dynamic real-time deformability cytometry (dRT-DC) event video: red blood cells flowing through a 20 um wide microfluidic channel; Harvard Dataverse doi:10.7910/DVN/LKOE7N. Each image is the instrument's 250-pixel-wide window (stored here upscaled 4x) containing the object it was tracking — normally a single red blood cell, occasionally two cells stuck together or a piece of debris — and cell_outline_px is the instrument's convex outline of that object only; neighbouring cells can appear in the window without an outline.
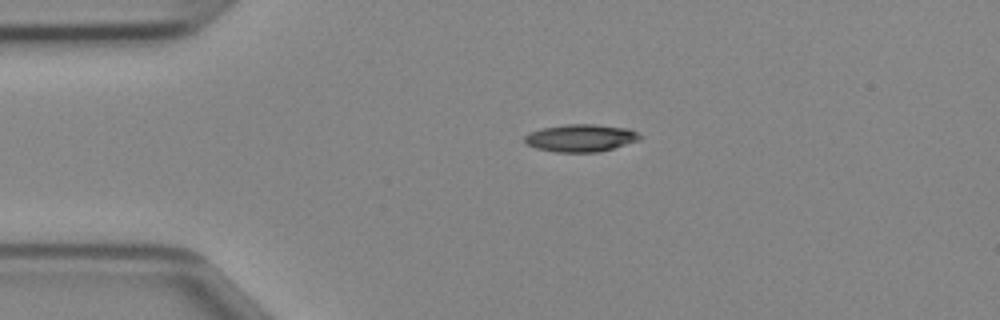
{"species": "Egyptian fruit bat (a non-hibernating species)", "species_latin": "Rousettus aegyptiacus", "temperature_condition": "cold", "stored_images_in_passage": 38, "camera_frame_rate_fps": 3000, "um_per_image_px": 0.085, "animal": {"sex": "female"}, "frame": {"image": 1, "passage_image": 1, "time_ms": 0.0, "image_size_px": [1000, 320], "cell_outline_px": [[644, 136], [640, 140], [600, 152], [556, 152], [536, 148], [528, 144], [524, 140], [524, 136], [528, 132], [540, 128], [568, 124], [596, 124], [628, 128], [640, 132]], "centroid_in_image_um": [49.4, 11.72], "position_along_channel_um": 35.6, "area_um2": 18.73}}
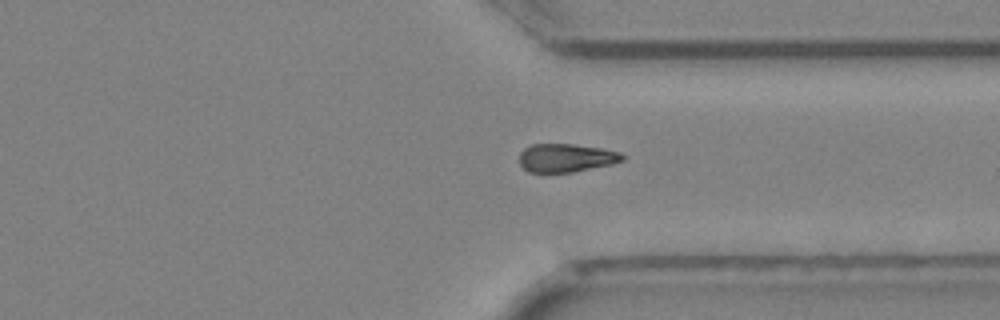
{"frame": {"image": 2, "passage_image": 26, "time_ms": 8.333, "image_size_px": [1000, 320], "cell_outline_px": [[628, 156], [624, 160], [612, 164], [572, 172], [528, 172], [520, 164], [520, 152], [524, 148], [532, 144], [572, 144], [600, 148], [620, 152]], "centroid_in_image_um": [48.14, 13.41], "position_along_channel_um": 363.3, "area_um2": 17.05}}
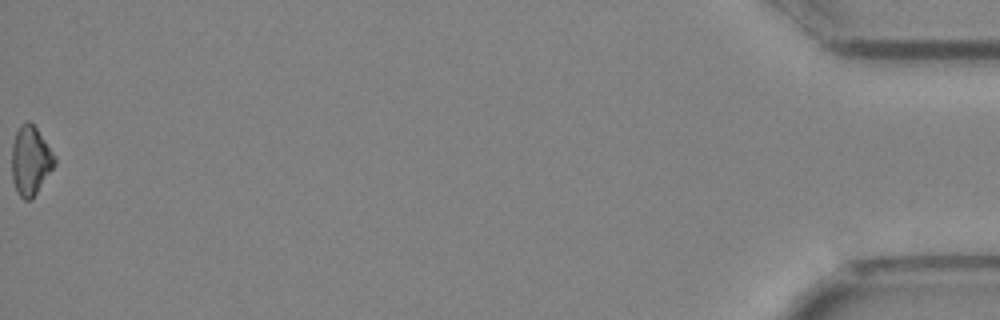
{"frame": {"image": 3, "passage_image": 38, "time_ms": 12.333, "image_size_px": [1000, 320], "cell_outline_px": [[56, 164], [32, 200], [24, 200], [16, 192], [12, 180], [12, 144], [16, 132], [20, 124], [28, 120], [36, 128], [56, 156]], "centroid_in_image_um": [2.59, 13.68], "position_along_channel_um": 432.6, "area_um2": 17.4}}